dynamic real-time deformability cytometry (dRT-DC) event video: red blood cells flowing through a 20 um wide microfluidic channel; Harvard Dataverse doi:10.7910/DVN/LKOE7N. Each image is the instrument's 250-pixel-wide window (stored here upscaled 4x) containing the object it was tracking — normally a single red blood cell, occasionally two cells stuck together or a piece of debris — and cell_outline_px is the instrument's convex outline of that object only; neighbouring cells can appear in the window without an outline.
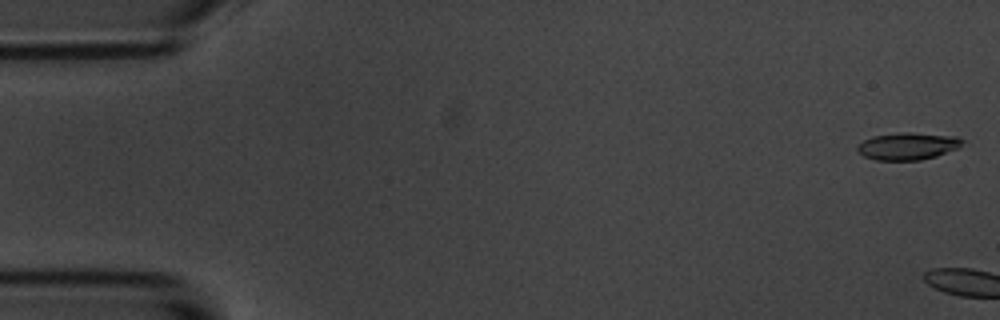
{"species": "common noctule bat (a hibernating species)", "species_latin": "Nyctalus noctula", "temperature_condition": "room temperature", "stored_images_in_passage": 13, "camera_frame_rate_fps": 3000, "um_per_image_px": 0.085, "animal": {"sex": "male", "body_mass_g": 20.1, "forearm_length_mm": 53.5}, "frame": {"image": 1, "passage_image": 1, "time_ms": 0.0, "image_size_px": [1000, 320], "cell_outline_px": [[964, 140], [960, 148], [936, 156], [920, 160], [876, 160], [864, 156], [856, 148], [864, 140], [872, 136], [900, 132], [912, 132], [960, 136]], "centroid_in_image_um": [77.22, 12.41], "position_along_channel_um": 7.8, "area_um2": 16.82}}